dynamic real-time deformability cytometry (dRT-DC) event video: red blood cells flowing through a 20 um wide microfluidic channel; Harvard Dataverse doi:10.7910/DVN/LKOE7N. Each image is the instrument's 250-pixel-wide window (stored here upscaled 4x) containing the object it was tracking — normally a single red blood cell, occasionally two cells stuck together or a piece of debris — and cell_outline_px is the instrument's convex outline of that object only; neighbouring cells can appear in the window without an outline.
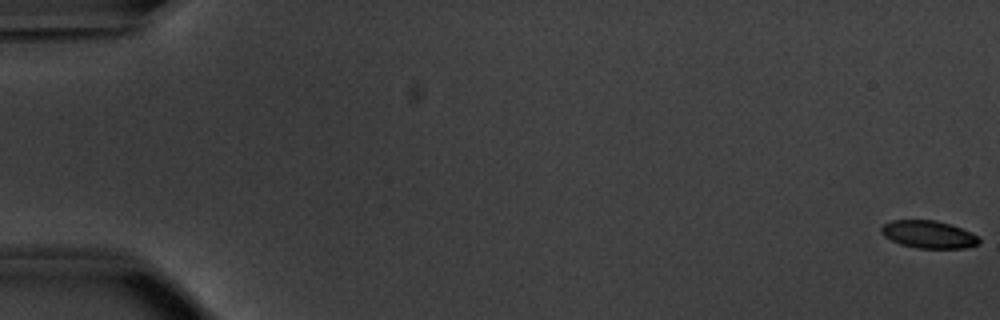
{"species": "common noctule bat (a hibernating species)", "species_latin": "Nyctalus noctula", "temperature_condition": "warm", "stored_images_in_passage": 54, "camera_frame_rate_fps": 3000, "um_per_image_px": 0.085, "animal": {"sex": "male", "body_mass_g": 20.1, "forearm_length_mm": 53.5}, "frame": {"image": 1, "passage_image": 1, "time_ms": 0.0, "image_size_px": [1000, 320], "cell_outline_px": [[980, 244], [964, 248], [916, 248], [900, 244], [884, 236], [880, 232], [880, 228], [884, 224], [892, 220], [936, 220], [952, 224], [976, 236], [980, 240]], "centroid_in_image_um": [78.9, 19.92], "position_along_channel_um": 6.1, "area_um2": 15.66}}
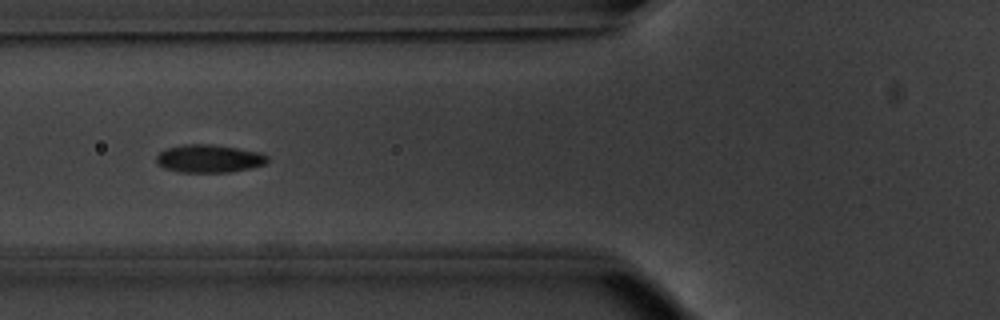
{"frame": {"image": 2, "passage_image": 22, "time_ms": 7.0, "image_size_px": [1000, 320], "cell_outline_px": [[268, 160], [264, 164], [252, 168], [228, 172], [180, 172], [164, 168], [156, 164], [156, 156], [160, 152], [168, 148], [184, 144], [212, 144], [260, 152], [268, 156]], "centroid_in_image_um": [17.76, 13.48], "position_along_channel_um": 108.0, "area_um2": 18.09}}
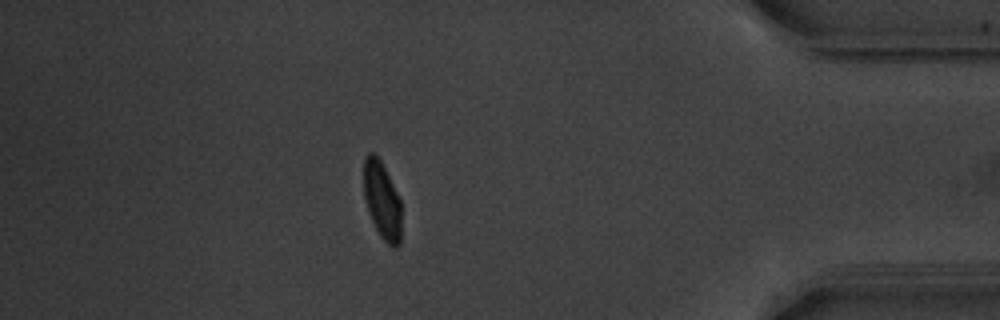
{"frame": {"image": 3, "passage_image": 48, "time_ms": 15.667, "image_size_px": [1000, 320], "cell_outline_px": [[400, 244], [396, 248], [392, 248], [380, 236], [368, 212], [364, 200], [364, 156], [368, 152], [376, 152], [400, 200]], "centroid_in_image_um": [32.45, 17.02], "position_along_channel_um": 402.8, "area_um2": 16.88}, "authors_computed_cell_mechanics": {"area_um2": 17.34, "velocity_mm_per_s": 3.8283, "shape_relaxation_time_tau1_ms": 2.4558, "shape_relaxation_time_tau2_ms": null, "deformation_change_tau1": 0.1367, "deformation_change_tau2": null}}